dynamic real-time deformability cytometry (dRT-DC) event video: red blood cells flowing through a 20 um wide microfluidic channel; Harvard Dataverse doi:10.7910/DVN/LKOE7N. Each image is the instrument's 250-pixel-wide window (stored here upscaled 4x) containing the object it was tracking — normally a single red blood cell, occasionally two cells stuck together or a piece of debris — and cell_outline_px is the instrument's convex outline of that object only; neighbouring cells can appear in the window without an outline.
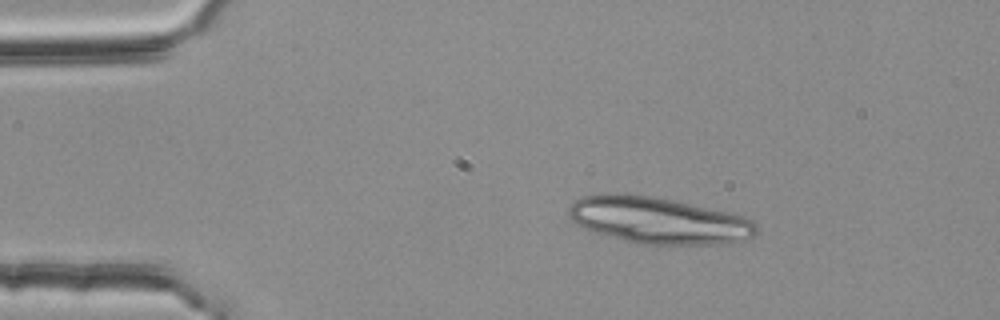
{"species": "common noctule bat (a hibernating species)", "species_latin": "Nyctalus noctula", "temperature_condition": "room temperature", "stored_images_in_passage": 51, "camera_frame_rate_fps": 3000, "um_per_image_px": 0.085, "animal": {"sex": "female", "body_mass_g": 25.1}, "frame": {"image": 1, "passage_image": 8, "time_ms": 2.333, "image_size_px": [1000, 320], "cell_outline_px": [[760, 232], [744, 240], [720, 244], [636, 244], [596, 232], [584, 228], [576, 224], [568, 216], [568, 208], [580, 196], [604, 192], [624, 192], [652, 196], [672, 200], [728, 212], [752, 220], [760, 228]], "centroid_in_image_um": [55.93, 18.71], "position_along_channel_um": 29.1, "area_um2": 51.33}}